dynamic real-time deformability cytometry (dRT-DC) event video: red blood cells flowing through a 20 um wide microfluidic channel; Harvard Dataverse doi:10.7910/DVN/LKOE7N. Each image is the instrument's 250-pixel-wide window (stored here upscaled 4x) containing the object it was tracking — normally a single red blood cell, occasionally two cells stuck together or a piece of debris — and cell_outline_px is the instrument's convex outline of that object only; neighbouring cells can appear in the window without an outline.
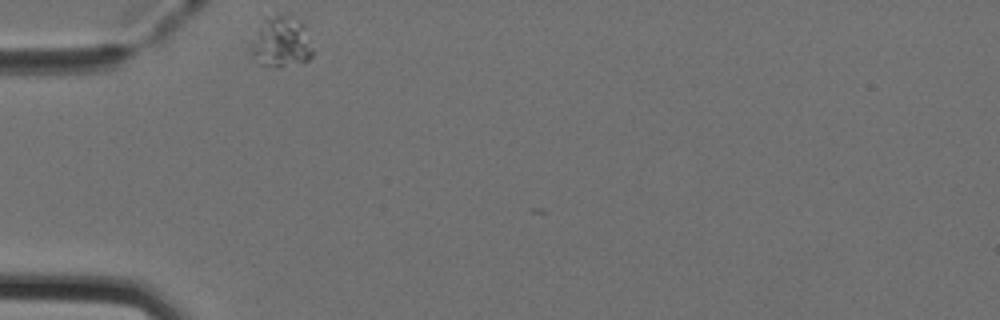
{"species": "Egyptian fruit bat (a non-hibernating species)", "species_latin": "Rousettus aegyptiacus", "temperature_condition": "cold", "stored_images_in_passage": 4, "camera_frame_rate_fps": 3000, "um_per_image_px": 0.085, "animal": {"sex": "female"}, "frame": {"image": 1, "passage_image": 1, "time_ms": 0.0, "image_size_px": [1000, 320], "cell_outline_px": [[312, 56], [308, 60], [284, 64], [260, 64], [252, 56], [252, 40], [264, 16], [276, 12], [300, 20], [304, 24], [312, 48]], "centroid_in_image_um": [23.89, 3.47], "position_along_channel_um": 61.1, "area_um2": 17.86}}